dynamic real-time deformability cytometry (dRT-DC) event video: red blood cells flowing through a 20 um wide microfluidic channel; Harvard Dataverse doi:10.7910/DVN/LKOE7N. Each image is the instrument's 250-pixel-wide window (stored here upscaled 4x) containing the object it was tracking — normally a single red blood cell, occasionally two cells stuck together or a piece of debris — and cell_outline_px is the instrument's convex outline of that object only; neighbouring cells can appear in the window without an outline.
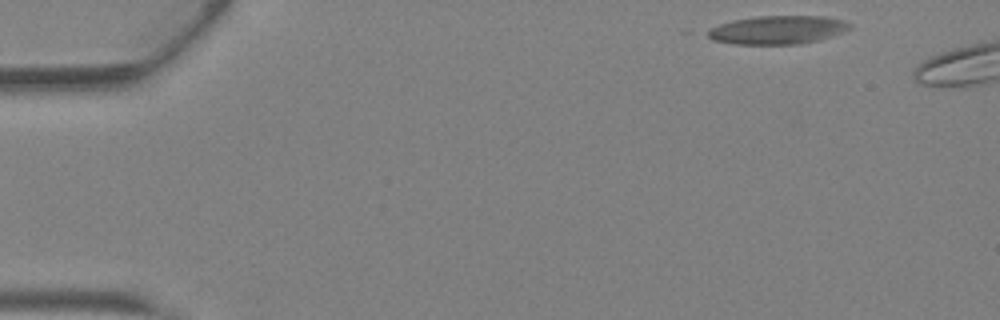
{"species": "Egyptian fruit bat (a non-hibernating species)", "species_latin": "Rousettus aegyptiacus", "temperature_condition": "warm", "stored_images_in_passage": 3, "camera_frame_rate_fps": 3000, "um_per_image_px": 0.085, "animal": {"sex": "female"}, "frame": {"image": 1, "passage_image": 1, "time_ms": 0.0, "image_size_px": [1000, 320], "cell_outline_px": [[852, 28], [844, 32], [832, 36], [816, 40], [796, 44], [732, 44], [712, 40], [700, 32], [708, 28], [732, 20], [756, 16], [824, 16], [844, 20], [852, 24]], "centroid_in_image_um": [66.02, 2.54], "position_along_channel_um": 19.0, "area_um2": 23.93}}